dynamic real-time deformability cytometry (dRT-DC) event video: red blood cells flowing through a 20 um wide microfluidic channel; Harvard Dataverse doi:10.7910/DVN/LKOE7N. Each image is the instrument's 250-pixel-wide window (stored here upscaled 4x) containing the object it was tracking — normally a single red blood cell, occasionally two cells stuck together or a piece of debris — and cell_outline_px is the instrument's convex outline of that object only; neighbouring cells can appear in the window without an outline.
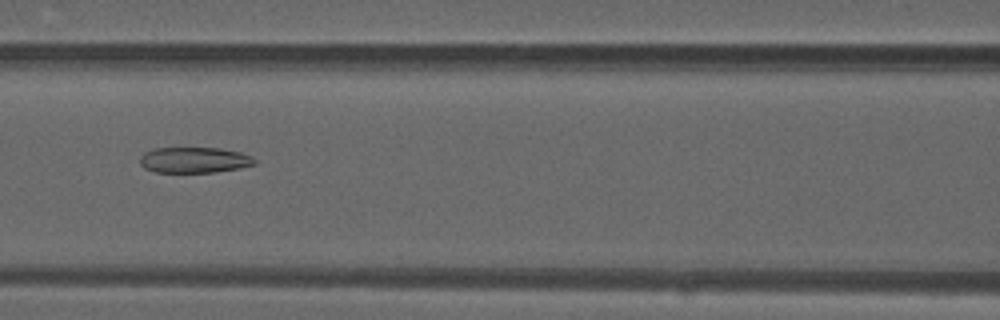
{"species": "common noctule bat (a hibernating species)", "species_latin": "Nyctalus noctula", "temperature_condition": "warm", "stored_images_in_passage": 35, "camera_frame_rate_fps": 3000, "um_per_image_px": 0.085, "animal": {"sex": "male", "forearm_length_mm": 52.5}, "frame": {"image": 1, "passage_image": 8, "time_ms": 2.333, "image_size_px": [1000, 320], "cell_outline_px": [[256, 164], [240, 168], [212, 172], [156, 172], [144, 168], [140, 164], [140, 156], [144, 152], [152, 148], [220, 148], [240, 152], [252, 156], [256, 160]], "centroid_in_image_um": [16.5, 13.59], "position_along_channel_um": 150.1, "area_um2": 17.28}}
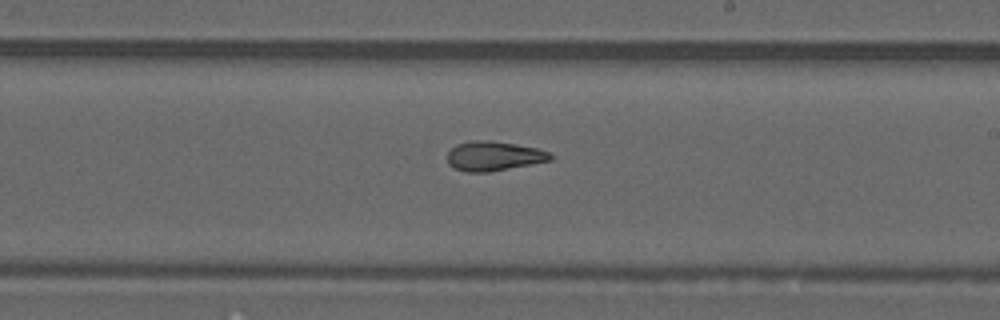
{"frame": {"image": 2, "passage_image": 15, "time_ms": 4.667, "image_size_px": [1000, 320], "cell_outline_px": [[552, 160], [488, 172], [468, 172], [452, 168], [448, 164], [448, 152], [456, 144], [472, 140], [492, 140], [516, 144], [536, 148], [548, 152], [552, 156]], "centroid_in_image_um": [41.93, 13.26], "position_along_channel_um": 247.1, "area_um2": 17.69}}
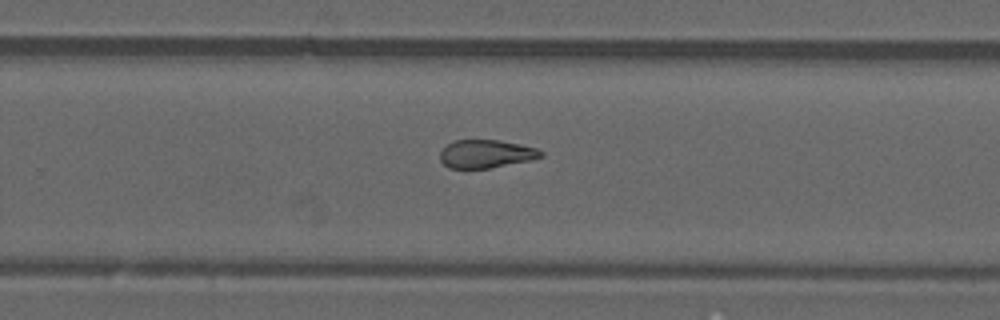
{"frame": {"image": 3, "passage_image": 18, "time_ms": 5.667, "image_size_px": [1000, 320], "cell_outline_px": [[544, 156], [532, 160], [488, 168], [448, 168], [440, 160], [440, 152], [448, 144], [456, 140], [496, 140], [520, 144], [536, 148], [544, 152]], "centroid_in_image_um": [41.33, 13.08], "position_along_channel_um": 288.5, "area_um2": 16.47}, "authors_computed_cell_mechanics": {"area_um2": 17.8602, "velocity_mm_per_s": 4.1725, "shape_relaxation_time_tau1_ms": null, "shape_relaxation_time_tau2_ms": 2.5172, "deformation_change_tau1": null, "deformation_change_tau2": 0.1044}}